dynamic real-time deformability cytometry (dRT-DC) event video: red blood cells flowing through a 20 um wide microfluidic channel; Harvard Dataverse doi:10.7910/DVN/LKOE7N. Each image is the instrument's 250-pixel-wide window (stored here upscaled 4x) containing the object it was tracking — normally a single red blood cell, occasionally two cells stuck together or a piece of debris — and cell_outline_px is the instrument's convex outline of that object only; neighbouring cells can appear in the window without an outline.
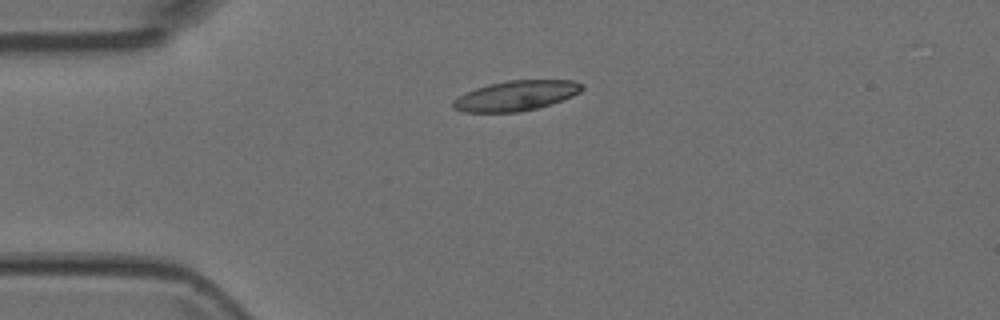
{"species": "Egyptian fruit bat (a non-hibernating species)", "species_latin": "Rousettus aegyptiacus", "temperature_condition": "room temperature", "stored_images_in_passage": 2, "camera_frame_rate_fps": 3000, "um_per_image_px": 0.085, "animal": {"sex": "female"}, "frame": {"image": 1, "passage_image": 1, "time_ms": 0.0, "image_size_px": [1000, 320], "cell_outline_px": [[584, 88], [580, 92], [572, 96], [536, 108], [520, 112], [464, 112], [452, 108], [452, 100], [476, 88], [488, 84], [508, 80], [572, 80], [584, 84]], "centroid_in_image_um": [43.86, 8.13], "position_along_channel_um": 41.1, "area_um2": 22.43}}